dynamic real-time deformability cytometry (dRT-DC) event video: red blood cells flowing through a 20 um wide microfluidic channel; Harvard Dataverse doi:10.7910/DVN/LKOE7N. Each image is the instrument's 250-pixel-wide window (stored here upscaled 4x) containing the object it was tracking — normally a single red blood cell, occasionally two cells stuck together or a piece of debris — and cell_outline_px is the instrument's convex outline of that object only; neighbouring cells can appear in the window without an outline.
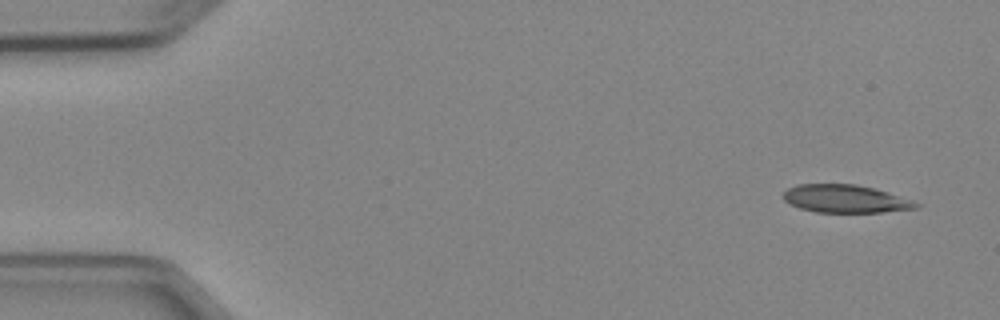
{"species": "Egyptian fruit bat (a non-hibernating species)", "species_latin": "Rousettus aegyptiacus", "temperature_condition": "cold", "stored_images_in_passage": 4, "camera_frame_rate_fps": 3000, "um_per_image_px": 0.085, "animal": {"sex": "female"}, "frame": {"image": 1, "passage_image": 1, "time_ms": 0.0, "image_size_px": [1000, 320], "cell_outline_px": [[920, 208], [880, 212], [816, 212], [800, 208], [788, 204], [780, 196], [788, 188], [796, 184], [856, 184], [876, 188], [912, 200], [920, 204]], "centroid_in_image_um": [71.83, 16.89], "position_along_channel_um": 13.2, "area_um2": 21.79}}
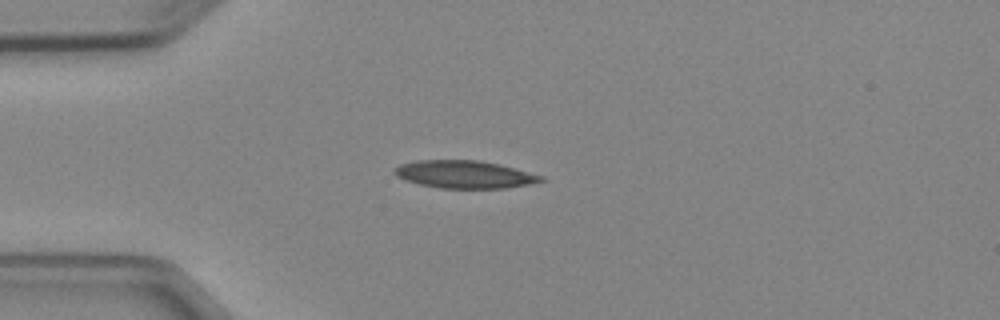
{"frame": {"image": 2, "passage_image": 4, "time_ms": 3.333, "image_size_px": [1000, 320], "cell_outline_px": [[548, 180], [528, 184], [504, 188], [440, 188], [420, 184], [404, 180], [396, 176], [392, 172], [392, 168], [400, 164], [416, 160], [480, 160], [500, 164], [544, 176]], "centroid_in_image_um": [39.46, 14.81], "position_along_channel_um": 45.5, "area_um2": 23.81}}